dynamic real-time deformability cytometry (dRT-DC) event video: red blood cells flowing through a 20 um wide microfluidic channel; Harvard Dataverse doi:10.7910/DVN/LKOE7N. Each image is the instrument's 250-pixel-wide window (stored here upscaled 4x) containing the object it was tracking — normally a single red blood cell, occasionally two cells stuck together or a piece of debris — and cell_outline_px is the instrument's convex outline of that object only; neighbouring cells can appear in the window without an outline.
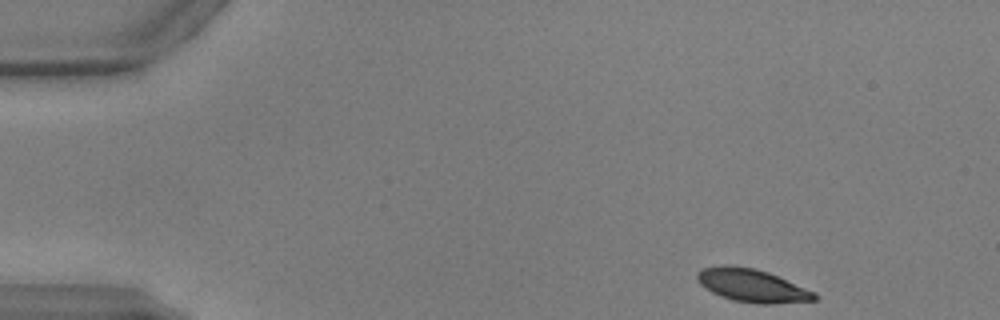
{"species": "common noctule bat (a hibernating species)", "species_latin": "Nyctalus noctula", "temperature_condition": "warm", "stored_images_in_passage": 47, "camera_frame_rate_fps": 3000, "um_per_image_px": 0.085, "animal": {"sex": "male", "body_mass_g": 17.9, "forearm_length_mm": 54.2}, "frame": {"image": 1, "passage_image": 1, "time_ms": 0.0, "image_size_px": [1000, 320], "cell_outline_px": [[820, 296], [816, 300], [772, 304], [756, 304], [732, 300], [720, 296], [704, 288], [696, 280], [696, 272], [700, 268], [724, 264], [728, 264], [756, 268], [768, 272], [816, 292]], "centroid_in_image_um": [63.9, 24.26], "position_along_channel_um": 21.1, "area_um2": 23.06}}
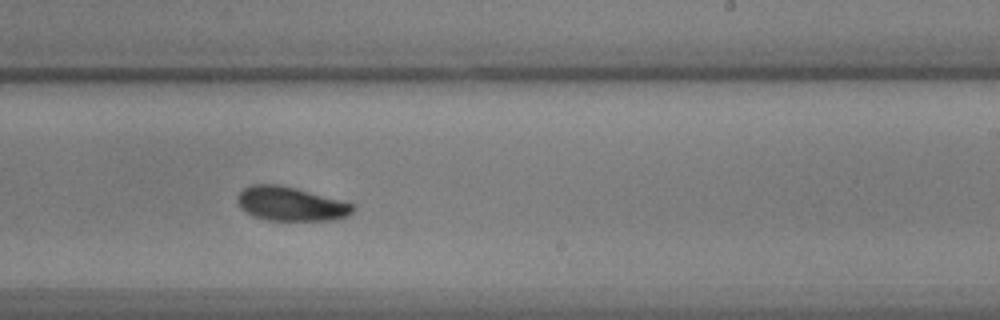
{"frame": {"image": 2, "passage_image": 27, "time_ms": 8.667, "image_size_px": [1000, 320], "cell_outline_px": [[356, 208], [348, 216], [336, 220], [268, 220], [252, 216], [240, 208], [236, 200], [236, 196], [244, 188], [252, 184], [280, 184], [296, 188], [356, 204]], "centroid_in_image_um": [24.72, 17.33], "position_along_channel_um": 264.3, "area_um2": 23.18}}
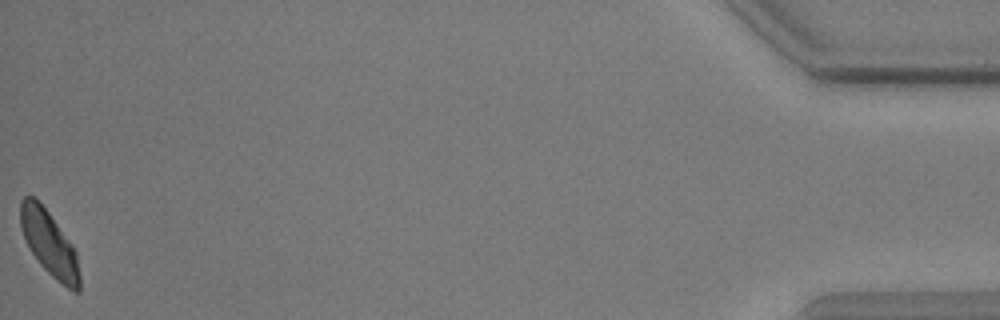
{"frame": {"image": 3, "passage_image": 47, "time_ms": 15.333, "image_size_px": [1000, 320], "cell_outline_px": [[80, 292], [72, 292], [56, 280], [40, 264], [32, 252], [20, 228], [20, 200], [24, 196], [36, 196], [72, 244], [76, 252], [80, 276]], "centroid_in_image_um": [4.19, 20.69], "position_along_channel_um": 431.0, "area_um2": 22.37}, "authors_computed_cell_mechanics": {"area_um2": 23.3512, "velocity_mm_per_s": 3.881, "shape_relaxation_time_tau1_ms": 2.4363, "shape_relaxation_time_tau2_ms": 6.9857, "deformation_change_tau1": 0.1033, "deformation_change_tau2": 0.0892}}